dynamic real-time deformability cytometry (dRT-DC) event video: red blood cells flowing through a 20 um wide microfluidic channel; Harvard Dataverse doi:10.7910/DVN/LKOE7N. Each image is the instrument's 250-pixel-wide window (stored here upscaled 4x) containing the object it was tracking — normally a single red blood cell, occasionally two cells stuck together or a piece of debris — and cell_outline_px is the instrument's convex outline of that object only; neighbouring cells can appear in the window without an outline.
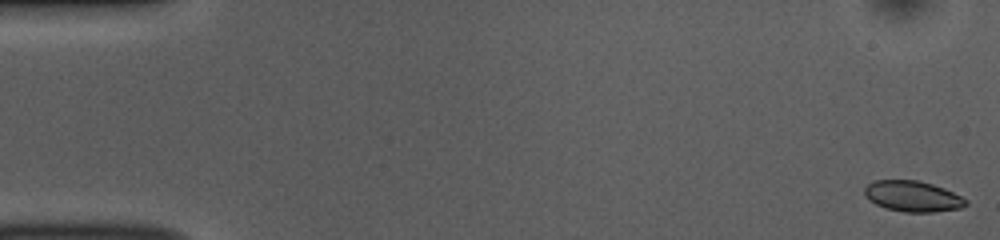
{"species": "common noctule bat (a hibernating species)", "species_latin": "Nyctalus noctula", "temperature_condition": "room temperature", "stored_images_in_passage": 52, "camera_frame_rate_fps": 3000, "um_per_image_px": 0.085, "animal": {"sex": "female", "body_mass_g": 10.0, "forearm_length_mm": 53.1}, "frame": {"image": 1, "passage_image": 1, "time_ms": 0.0, "image_size_px": [1000, 240], "cell_outline_px": [[968, 204], [960, 208], [932, 212], [904, 212], [884, 208], [868, 200], [864, 196], [864, 188], [868, 184], [876, 180], [920, 180], [944, 188], [968, 200]], "centroid_in_image_um": [77.55, 16.68], "position_along_channel_um": 7.4, "area_um2": 18.26}}
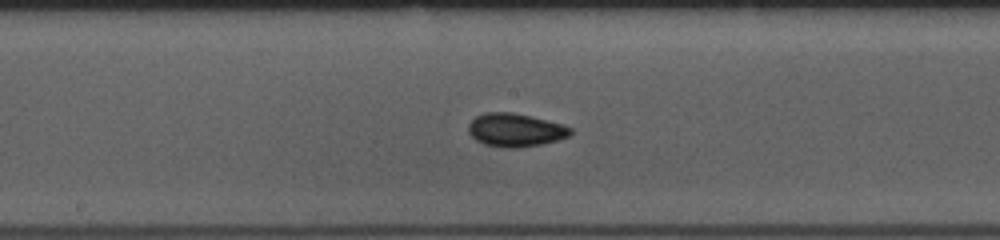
{"frame": {"image": 2, "passage_image": 27, "time_ms": 8.667, "image_size_px": [1000, 240], "cell_outline_px": [[572, 132], [568, 136], [556, 140], [540, 144], [516, 148], [504, 148], [484, 144], [476, 140], [468, 132], [468, 124], [476, 116], [484, 112], [512, 112], [564, 124], [572, 128]], "centroid_in_image_um": [43.78, 11.04], "position_along_channel_um": 204.4, "area_um2": 19.77}}
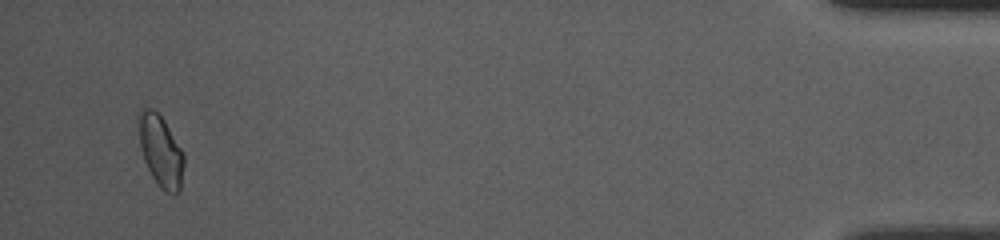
{"frame": {"image": 3, "passage_image": 50, "time_ms": 16.333, "image_size_px": [1000, 240], "cell_outline_px": [[184, 164], [180, 192], [164, 192], [160, 188], [152, 176], [144, 160], [140, 148], [136, 116], [140, 108], [152, 108], [164, 120], [180, 148], [184, 156]], "centroid_in_image_um": [13.61, 12.8], "position_along_channel_um": 421.6, "area_um2": 18.96}, "authors_computed_cell_mechanics": {"area_um2": 18.6405, "velocity_mm_per_s": 3.8534, "shape_relaxation_time_tau1_ms": 4.6541, "shape_relaxation_time_tau2_ms": 1.9163, "deformation_change_tau1": 0.101, "deformation_change_tau2": 0.0521}}